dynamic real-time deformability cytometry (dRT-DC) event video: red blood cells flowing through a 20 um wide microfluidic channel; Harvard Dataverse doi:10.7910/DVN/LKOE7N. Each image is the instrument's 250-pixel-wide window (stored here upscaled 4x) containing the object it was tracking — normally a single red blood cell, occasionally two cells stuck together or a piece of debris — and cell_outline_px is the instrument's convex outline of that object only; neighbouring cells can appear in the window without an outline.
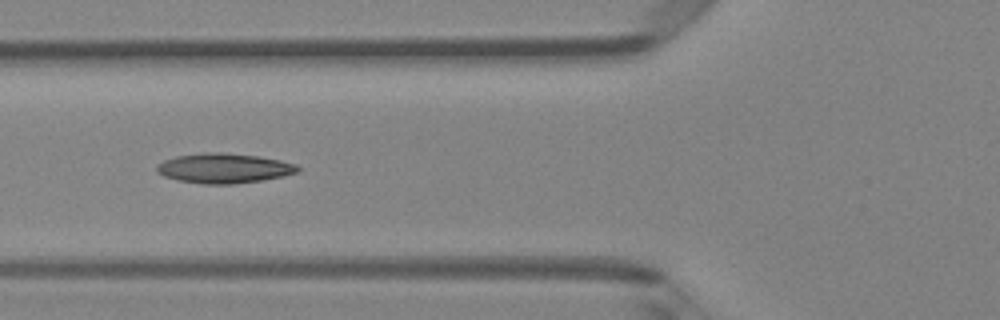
{"species": "Egyptian fruit bat (a non-hibernating species)", "species_latin": "Rousettus aegyptiacus", "temperature_condition": "room temperature", "stored_images_in_passage": 5, "camera_frame_rate_fps": 3000, "um_per_image_px": 0.085, "animal": {"sex": "female"}, "frame": {"image": 1, "passage_image": 5, "time_ms": 1.333, "image_size_px": [1000, 320], "cell_outline_px": [[300, 168], [296, 172], [284, 176], [236, 184], [204, 184], [180, 180], [164, 176], [156, 172], [156, 164], [164, 160], [176, 156], [204, 152], [224, 152], [256, 156], [280, 160], [296, 164]], "centroid_in_image_um": [19.01, 14.29], "position_along_channel_um": 106.8, "area_um2": 24.45}}